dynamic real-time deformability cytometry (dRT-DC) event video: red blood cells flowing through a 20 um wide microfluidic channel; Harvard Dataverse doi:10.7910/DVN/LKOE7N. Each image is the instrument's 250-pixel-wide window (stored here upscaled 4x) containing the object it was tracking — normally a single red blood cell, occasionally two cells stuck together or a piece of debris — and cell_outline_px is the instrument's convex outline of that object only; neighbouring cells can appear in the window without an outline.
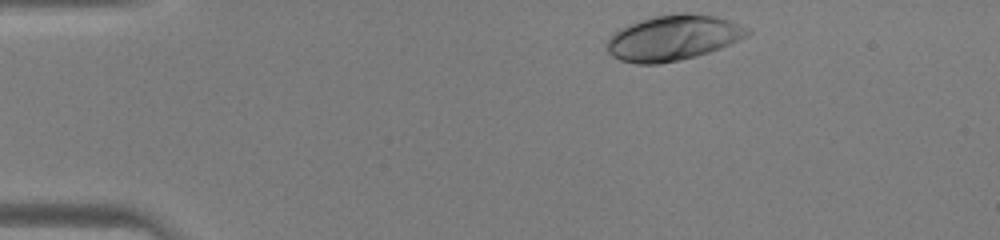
{"species": "human", "species_latin": "Homo sapiens", "temperature_condition": "warm", "stored_images_in_passage": 31, "camera_frame_rate_fps": 3000, "um_per_image_px": 0.085, "donor": {"sex": "male"}, "frame": {"image": 1, "passage_image": 1, "time_ms": 0.0, "image_size_px": [1000, 240], "cell_outline_px": [[752, 32], [748, 36], [720, 48], [696, 56], [660, 64], [636, 64], [620, 60], [612, 56], [608, 52], [604, 44], [608, 36], [620, 28], [628, 24], [640, 20], [656, 16], [680, 12], [688, 12], [712, 16], [728, 20], [748, 28]], "centroid_in_image_um": [57.16, 3.22], "position_along_channel_um": 27.8, "area_um2": 37.28}}
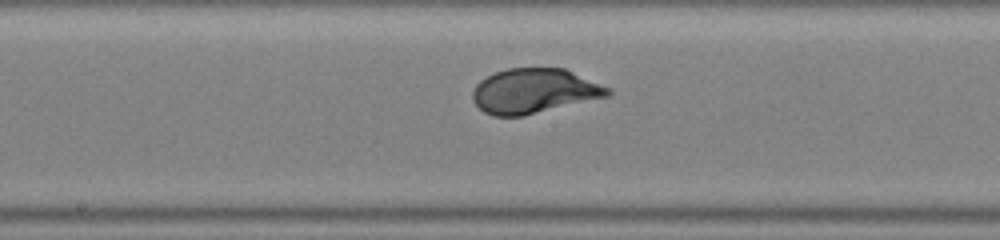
{"frame": {"image": 2, "passage_image": 17, "time_ms": 5.333, "image_size_px": [1000, 240], "cell_outline_px": [[612, 92], [608, 96], [520, 116], [492, 116], [484, 112], [472, 100], [472, 92], [476, 84], [480, 80], [496, 72], [508, 68], [564, 68], [612, 88]], "centroid_in_image_um": [45.4, 7.72], "position_along_channel_um": 202.8, "area_um2": 35.03}}
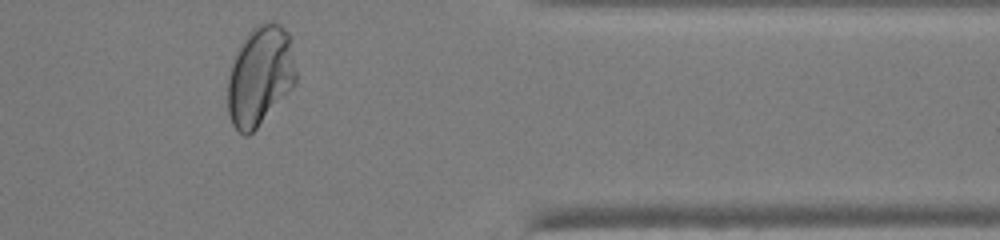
{"frame": {"image": 3, "passage_image": 30, "time_ms": 9.667, "image_size_px": [1000, 240], "cell_outline_px": [[296, 84], [256, 128], [248, 136], [244, 136], [232, 124], [228, 112], [228, 76], [232, 64], [240, 44], [248, 32], [256, 24], [264, 20], [272, 20], [280, 24], [288, 32], [296, 72]], "centroid_in_image_um": [22.1, 6.41], "position_along_channel_um": 389.3, "area_um2": 39.59}}